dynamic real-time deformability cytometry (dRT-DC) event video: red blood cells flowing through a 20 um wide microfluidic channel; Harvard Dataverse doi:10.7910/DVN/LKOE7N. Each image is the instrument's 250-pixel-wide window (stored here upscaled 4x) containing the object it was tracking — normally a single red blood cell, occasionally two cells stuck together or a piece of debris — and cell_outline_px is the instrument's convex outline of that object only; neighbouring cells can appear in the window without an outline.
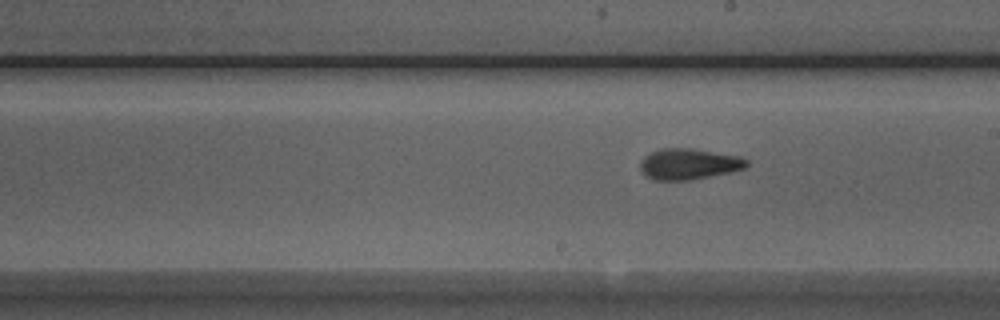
{"species": "Egyptian fruit bat (a non-hibernating species)", "species_latin": "Rousettus aegyptiacus", "temperature_condition": "room temperature", "stored_images_in_passage": 10, "segment_of_instrument_passage": [2, 2], "camera_frame_rate_fps": 3000, "um_per_image_px": 0.085, "animal": {"sex": "male"}, "frame": {"image": 1, "passage_image": 10, "time_ms": 3.0, "image_size_px": [1000, 320], "cell_outline_px": [[748, 164], [744, 168], [728, 172], [692, 180], [652, 180], [644, 176], [640, 168], [640, 160], [644, 156], [660, 148], [692, 148], [740, 156], [748, 160]], "centroid_in_image_um": [58.5, 13.94], "position_along_channel_um": 230.5, "area_um2": 19.31}}